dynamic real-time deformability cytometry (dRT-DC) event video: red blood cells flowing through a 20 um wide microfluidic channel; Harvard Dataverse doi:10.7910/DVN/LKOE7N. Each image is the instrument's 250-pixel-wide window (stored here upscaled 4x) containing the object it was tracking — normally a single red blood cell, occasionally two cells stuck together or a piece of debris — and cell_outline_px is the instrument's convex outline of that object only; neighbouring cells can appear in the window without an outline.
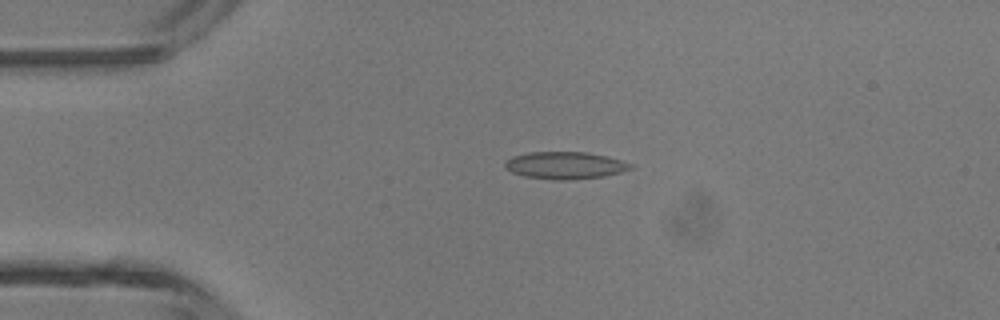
{"species": "common noctule bat (a hibernating species)", "species_latin": "Nyctalus noctula", "temperature_condition": "room temperature", "stored_images_in_passage": 3, "camera_frame_rate_fps": 3000, "um_per_image_px": 0.085, "animal": {"sex": "male", "body_mass_g": 13.3}, "frame": {"image": 1, "passage_image": 1, "time_ms": 0.0, "image_size_px": [1000, 320], "cell_outline_px": [[636, 168], [604, 176], [568, 180], [556, 180], [524, 176], [512, 172], [504, 168], [504, 160], [512, 156], [528, 152], [588, 152], [620, 160], [632, 164]], "centroid_in_image_um": [48.0, 14.05], "position_along_channel_um": 37.0, "area_um2": 20.0}}
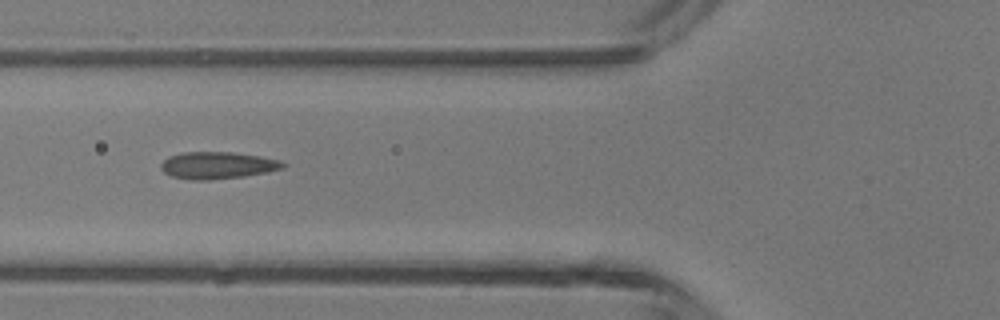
{"frame": {"image": 2, "passage_image": 3, "time_ms": 0.667, "image_size_px": [1000, 320], "cell_outline_px": [[288, 164], [284, 168], [268, 172], [244, 176], [208, 180], [192, 180], [172, 176], [164, 172], [160, 168], [160, 164], [168, 156], [184, 152], [232, 152], [260, 156], [280, 160]], "centroid_in_image_um": [18.51, 14.05], "position_along_channel_um": 107.3, "area_um2": 19.31}}